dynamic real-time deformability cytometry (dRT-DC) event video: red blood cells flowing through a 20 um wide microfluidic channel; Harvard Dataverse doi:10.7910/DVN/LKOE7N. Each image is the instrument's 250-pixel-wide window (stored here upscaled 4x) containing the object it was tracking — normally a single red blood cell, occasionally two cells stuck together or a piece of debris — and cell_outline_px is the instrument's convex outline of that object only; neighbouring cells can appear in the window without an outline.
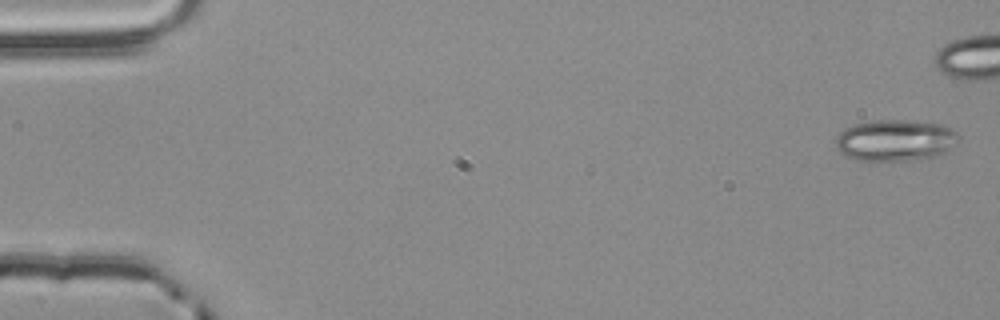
{"species": "common noctule bat (a hibernating species)", "species_latin": "Nyctalus noctula", "temperature_condition": "room temperature", "stored_images_in_passage": 4, "camera_frame_rate_fps": 3000, "um_per_image_px": 0.085, "animal": {"sex": "male", "body_mass_g": 20.4}, "frame": {"image": 1, "passage_image": 1, "time_ms": 0.0, "image_size_px": [1000, 320], "cell_outline_px": [[960, 140], [944, 152], [932, 156], [908, 160], [856, 160], [844, 156], [836, 148], [836, 136], [844, 128], [856, 124], [872, 120], [908, 120], [940, 124], [952, 128], [956, 132]], "centroid_in_image_um": [76.06, 11.91], "position_along_channel_um": 8.9, "area_um2": 29.54}}